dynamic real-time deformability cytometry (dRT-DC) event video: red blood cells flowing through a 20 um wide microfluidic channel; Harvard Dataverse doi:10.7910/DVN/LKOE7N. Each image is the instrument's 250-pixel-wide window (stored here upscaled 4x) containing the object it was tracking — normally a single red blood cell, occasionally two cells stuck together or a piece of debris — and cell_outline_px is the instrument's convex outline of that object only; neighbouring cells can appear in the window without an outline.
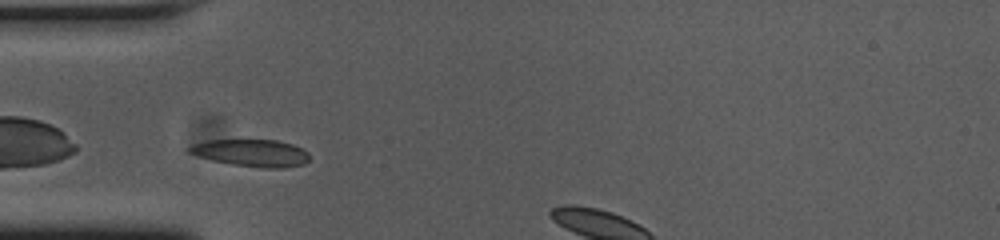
{"species": "common noctule bat (a hibernating species)", "species_latin": "Nyctalus noctula", "temperature_condition": "cold", "stored_images_in_passage": 32, "camera_frame_rate_fps": 3000, "um_per_image_px": 0.085, "animal": {"sex": "female", "body_mass_g": 23.0, "forearm_length_mm": 53.4}, "frame": {"image": 1, "passage_image": 1, "time_ms": 0.0, "image_size_px": [1000, 240], "cell_outline_px": [[308, 160], [304, 164], [284, 168], [264, 168], [232, 164], [212, 160], [188, 152], [188, 148], [192, 144], [208, 140], [276, 140], [292, 144], [308, 152]], "centroid_in_image_um": [21.39, 13.0], "position_along_channel_um": 63.6, "area_um2": 18.84}}
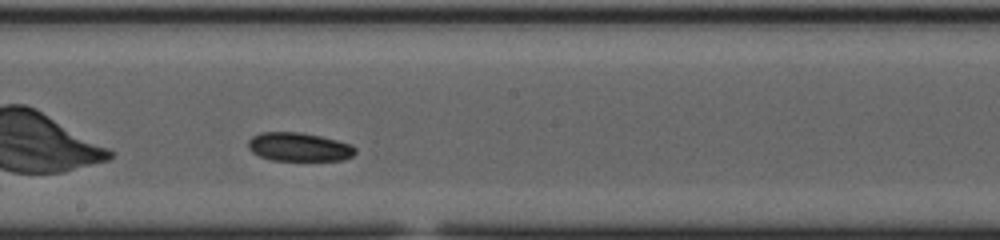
{"frame": {"image": 2, "passage_image": 14, "time_ms": 4.333, "image_size_px": [1000, 240], "cell_outline_px": [[356, 152], [352, 156], [344, 160], [272, 160], [260, 156], [252, 152], [248, 148], [248, 140], [252, 136], [260, 132], [300, 132], [320, 136], [352, 144], [356, 148]], "centroid_in_image_um": [25.41, 12.48], "position_along_channel_um": 222.8, "area_um2": 17.92}}
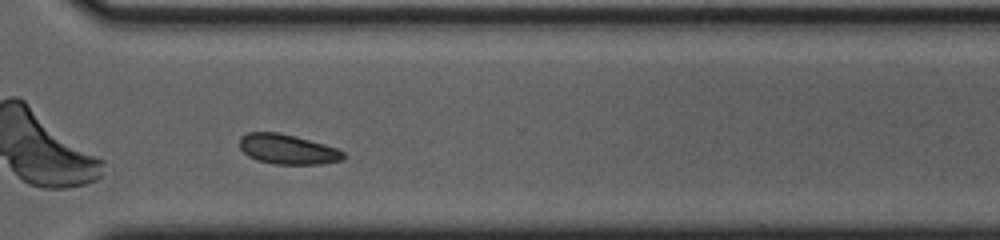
{"frame": {"image": 3, "passage_image": 24, "time_ms": 7.667, "image_size_px": [1000, 240], "cell_outline_px": [[344, 160], [320, 164], [272, 164], [256, 160], [248, 156], [240, 148], [240, 136], [248, 132], [276, 132], [324, 144], [336, 148], [344, 152]], "centroid_in_image_um": [24.42, 12.7], "position_along_channel_um": 346.2, "area_um2": 17.98}}